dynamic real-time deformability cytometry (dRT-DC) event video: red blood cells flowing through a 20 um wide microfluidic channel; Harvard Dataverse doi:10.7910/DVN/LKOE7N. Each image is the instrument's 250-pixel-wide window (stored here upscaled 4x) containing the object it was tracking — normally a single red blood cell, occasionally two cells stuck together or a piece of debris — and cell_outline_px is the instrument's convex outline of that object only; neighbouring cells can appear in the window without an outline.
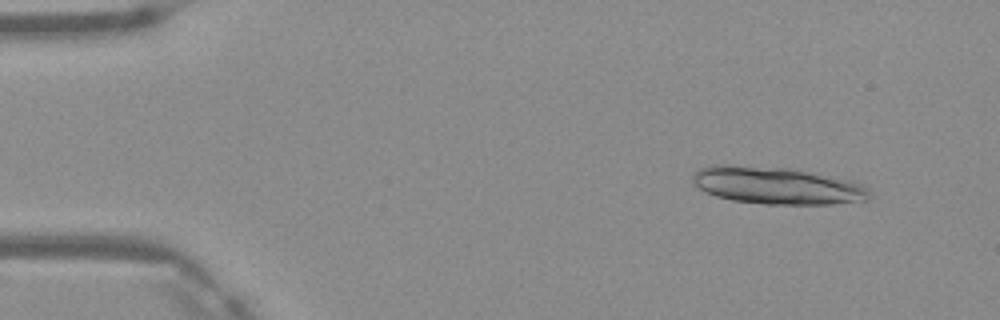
{"species": "Egyptian fruit bat (a non-hibernating species)", "species_latin": "Rousettus aegyptiacus", "temperature_condition": "warm", "stored_images_in_passage": 6, "segment_of_instrument_passage": [1, 2], "camera_frame_rate_fps": 3000, "um_per_image_px": 0.085, "frame": {"image": 1, "passage_image": 2, "time_ms": 0.333, "image_size_px": [1000, 320], "cell_outline_px": [[872, 200], [832, 204], [764, 204], [732, 200], [716, 196], [692, 184], [692, 172], [700, 168], [712, 164], [728, 164], [796, 168], [816, 172], [852, 180], [868, 188], [872, 196]], "centroid_in_image_um": [66.07, 15.75], "position_along_channel_um": 18.9, "area_um2": 39.25}}